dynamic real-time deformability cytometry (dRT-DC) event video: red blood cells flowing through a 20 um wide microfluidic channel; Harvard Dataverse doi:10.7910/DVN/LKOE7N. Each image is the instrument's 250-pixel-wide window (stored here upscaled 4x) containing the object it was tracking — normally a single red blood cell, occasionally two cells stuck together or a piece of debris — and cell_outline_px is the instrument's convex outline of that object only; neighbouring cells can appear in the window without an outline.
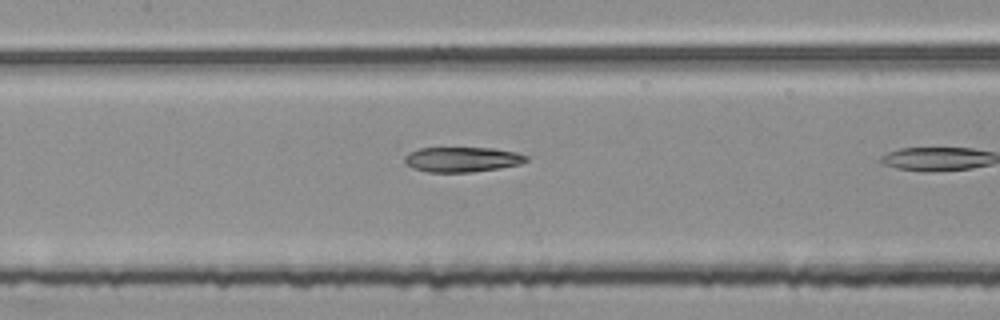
{"species": "common noctule bat (a hibernating species)", "species_latin": "Nyctalus noctula", "temperature_condition": "room temperature", "stored_images_in_passage": 5, "camera_frame_rate_fps": 3000, "um_per_image_px": 0.085, "animal": {"sex": "female", "body_mass_g": 25.1}, "frame": {"image": 1, "passage_image": 4, "time_ms": 1.0, "image_size_px": [1000, 320], "cell_outline_px": [[528, 160], [520, 164], [500, 168], [472, 172], [428, 172], [412, 168], [404, 160], [404, 156], [408, 152], [420, 148], [492, 148], [516, 152], [528, 156]], "centroid_in_image_um": [39.28, 13.55], "position_along_channel_um": 168.1, "area_um2": 17.74}}